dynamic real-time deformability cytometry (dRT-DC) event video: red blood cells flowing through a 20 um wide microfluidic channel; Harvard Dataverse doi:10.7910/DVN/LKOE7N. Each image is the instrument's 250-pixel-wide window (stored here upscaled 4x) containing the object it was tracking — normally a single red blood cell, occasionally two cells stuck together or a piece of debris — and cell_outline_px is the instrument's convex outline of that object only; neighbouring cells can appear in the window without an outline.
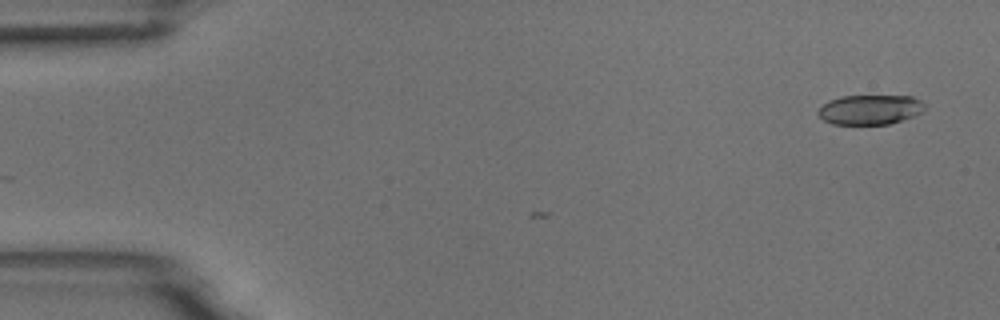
{"species": "common noctule bat (a hibernating species)", "species_latin": "Nyctalus noctula", "temperature_condition": "room temperature", "stored_images_in_passage": 3, "camera_frame_rate_fps": 3000, "um_per_image_px": 0.085, "animal": {"sex": "male", "body_mass_g": 18.8}, "frame": {"image": 1, "passage_image": 1, "time_ms": 0.0, "image_size_px": [1000, 320], "cell_outline_px": [[924, 108], [920, 112], [912, 116], [888, 124], [832, 124], [824, 120], [816, 112], [820, 104], [828, 100], [844, 96], [912, 96], [920, 100], [924, 104]], "centroid_in_image_um": [73.88, 9.31], "position_along_channel_um": 11.1, "area_um2": 18.38}}